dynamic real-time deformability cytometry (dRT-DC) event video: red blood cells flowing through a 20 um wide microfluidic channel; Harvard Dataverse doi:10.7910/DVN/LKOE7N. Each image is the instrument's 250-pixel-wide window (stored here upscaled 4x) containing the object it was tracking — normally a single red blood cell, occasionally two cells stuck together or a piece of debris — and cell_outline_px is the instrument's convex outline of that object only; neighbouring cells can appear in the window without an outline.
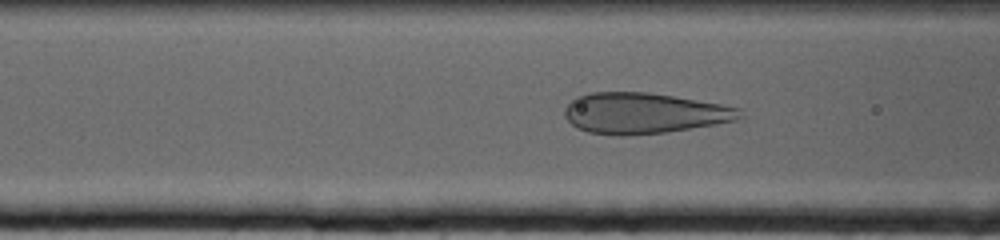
{"species": "human", "species_latin": "Homo sapiens", "temperature_condition": "cold", "stored_images_in_passage": 46, "camera_frame_rate_fps": 3000, "um_per_image_px": 0.085, "donor": {"sex": "female"}, "frame": {"image": 1, "passage_image": 11, "time_ms": 3.333, "image_size_px": [1000, 240], "cell_outline_px": [[744, 116], [736, 120], [716, 124], [664, 132], [628, 136], [616, 136], [588, 132], [576, 128], [564, 116], [564, 108], [576, 96], [592, 92], [648, 92], [720, 104], [740, 108]], "centroid_in_image_um": [54.7, 9.63], "position_along_channel_um": 111.9, "area_um2": 41.67}}
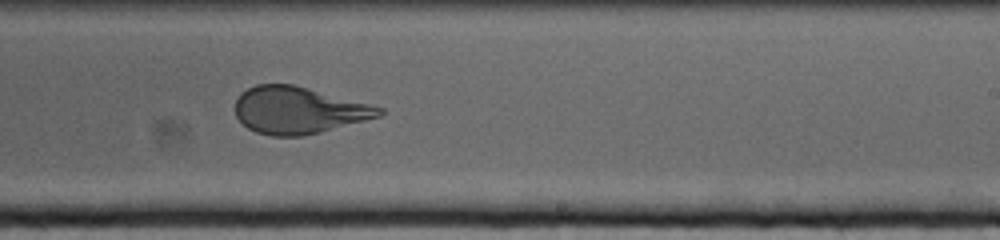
{"frame": {"image": 2, "passage_image": 27, "time_ms": 8.667, "image_size_px": [1000, 240], "cell_outline_px": [[384, 112], [380, 116], [320, 132], [304, 136], [272, 136], [256, 132], [248, 128], [236, 116], [236, 100], [240, 92], [256, 84], [292, 84], [384, 108]], "centroid_in_image_um": [25.33, 9.37], "position_along_channel_um": 263.7, "area_um2": 38.96}}
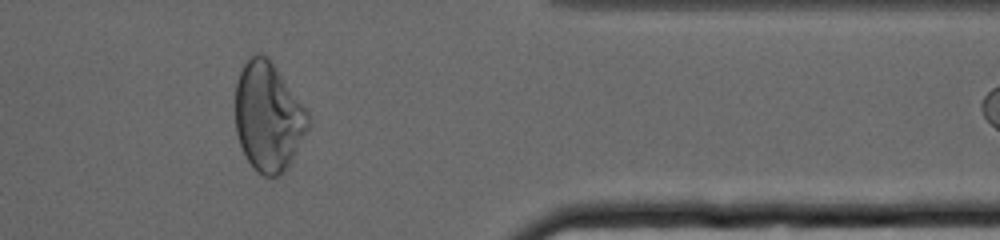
{"frame": {"image": 3, "passage_image": 42, "time_ms": 13.667, "image_size_px": [1000, 240], "cell_outline_px": [[312, 116], [308, 128], [288, 168], [280, 176], [264, 176], [256, 172], [248, 160], [240, 144], [236, 132], [236, 84], [240, 72], [244, 64], [256, 52], [260, 52], [268, 56]], "centroid_in_image_um": [22.82, 9.93], "position_along_channel_um": 388.6, "area_um2": 46.41}}